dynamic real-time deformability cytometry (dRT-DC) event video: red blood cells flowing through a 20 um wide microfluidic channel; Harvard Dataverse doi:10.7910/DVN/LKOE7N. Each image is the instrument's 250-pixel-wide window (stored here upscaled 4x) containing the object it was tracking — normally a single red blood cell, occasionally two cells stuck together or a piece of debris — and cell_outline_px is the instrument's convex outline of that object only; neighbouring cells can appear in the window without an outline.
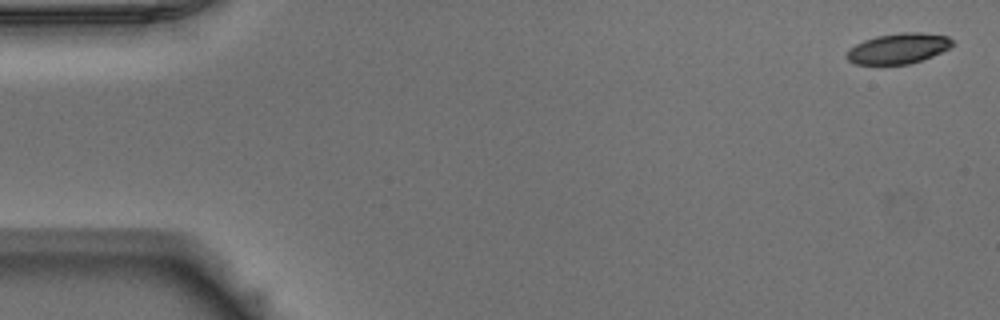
{"species": "Egyptian fruit bat (a non-hibernating species)", "species_latin": "Rousettus aegyptiacus", "temperature_condition": "warm", "stored_images_in_passage": 51, "camera_frame_rate_fps": 3000, "um_per_image_px": 0.085, "animal": {"sex": "male"}, "frame": {"image": 1, "passage_image": 1, "time_ms": 0.0, "image_size_px": [1000, 320], "cell_outline_px": [[952, 44], [948, 48], [932, 56], [908, 64], [856, 64], [848, 60], [844, 56], [848, 48], [864, 40], [876, 36], [900, 32], [920, 32], [948, 36], [952, 40]], "centroid_in_image_um": [76.3, 4.11], "position_along_channel_um": 8.7, "area_um2": 18.67}}
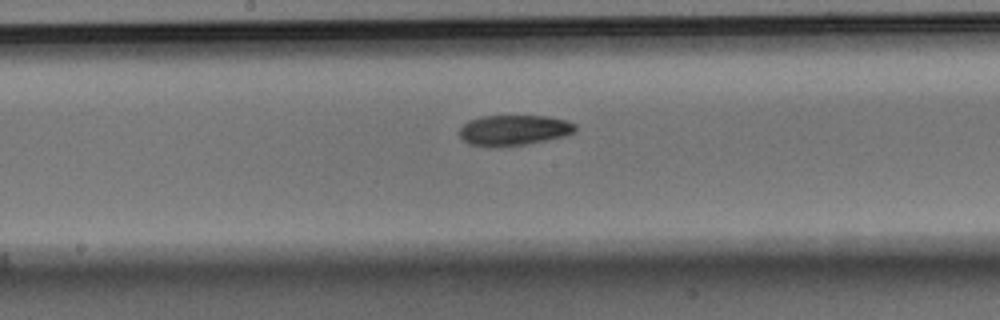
{"frame": {"image": 2, "passage_image": 26, "time_ms": 8.333, "image_size_px": [1000, 320], "cell_outline_px": [[576, 132], [568, 136], [524, 144], [496, 148], [468, 144], [460, 136], [460, 128], [468, 120], [480, 116], [548, 116], [568, 120], [576, 124]], "centroid_in_image_um": [43.71, 11.07], "position_along_channel_um": 204.5, "area_um2": 20.92}}
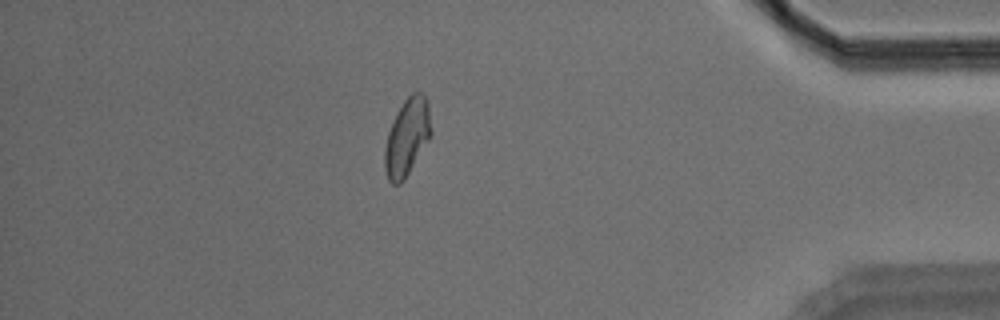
{"frame": {"image": 3, "passage_image": 44, "time_ms": 14.333, "image_size_px": [1000, 320], "cell_outline_px": [[432, 136], [404, 180], [400, 184], [392, 184], [388, 180], [384, 168], [384, 148], [388, 132], [404, 100], [412, 92], [420, 92], [428, 100], [432, 132]], "centroid_in_image_um": [34.62, 11.68], "position_along_channel_um": 400.6, "area_um2": 20.92}, "authors_computed_cell_mechanics": {"area_um2": 20.5768, "velocity_mm_per_s": 3.9345, "shape_relaxation_time_tau1_ms": 6.8133, "shape_relaxation_time_tau2_ms": null, "deformation_change_tau1": 0.1891, "deformation_change_tau2": null}}